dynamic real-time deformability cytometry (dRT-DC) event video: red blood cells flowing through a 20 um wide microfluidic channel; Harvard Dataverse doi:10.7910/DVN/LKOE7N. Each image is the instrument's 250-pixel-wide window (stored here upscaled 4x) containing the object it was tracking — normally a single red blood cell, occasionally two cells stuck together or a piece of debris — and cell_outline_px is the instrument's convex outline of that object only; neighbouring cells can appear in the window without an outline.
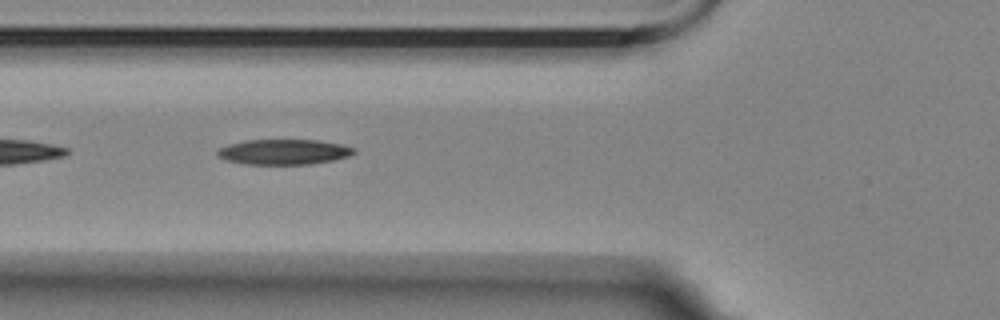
{"species": "Egyptian fruit bat (a non-hibernating species)", "species_latin": "Rousettus aegyptiacus", "temperature_condition": "room temperature", "stored_images_in_passage": 14, "camera_frame_rate_fps": 3000, "um_per_image_px": 0.085, "animal": {"sex": "female"}, "frame": {"image": 1, "passage_image": 5, "time_ms": 1.333, "image_size_px": [1000, 320], "cell_outline_px": [[356, 152], [348, 156], [332, 160], [312, 164], [244, 164], [224, 160], [216, 156], [216, 152], [220, 148], [228, 144], [244, 140], [320, 140], [340, 144], [356, 148]], "centroid_in_image_um": [24.09, 12.91], "position_along_channel_um": 101.7, "area_um2": 20.23}}
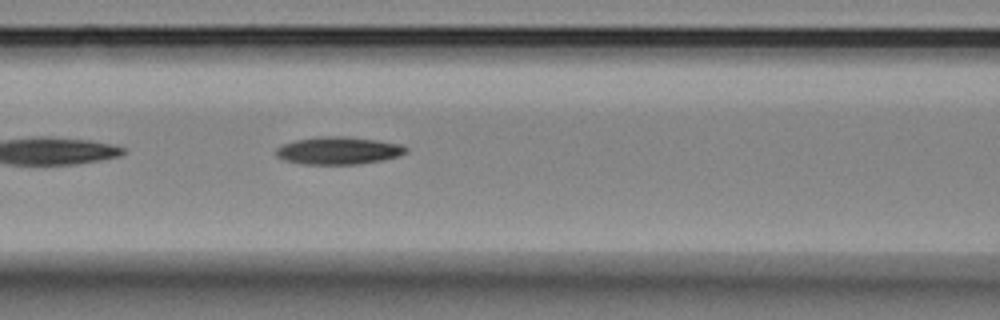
{"frame": {"image": 2, "passage_image": 8, "time_ms": 2.333, "image_size_px": [1000, 320], "cell_outline_px": [[408, 152], [396, 156], [380, 160], [356, 164], [300, 164], [284, 160], [276, 156], [276, 148], [284, 144], [296, 140], [320, 136], [344, 136], [376, 140], [400, 144], [408, 148]], "centroid_in_image_um": [28.74, 12.8], "position_along_channel_um": 137.9, "area_um2": 20.69}}
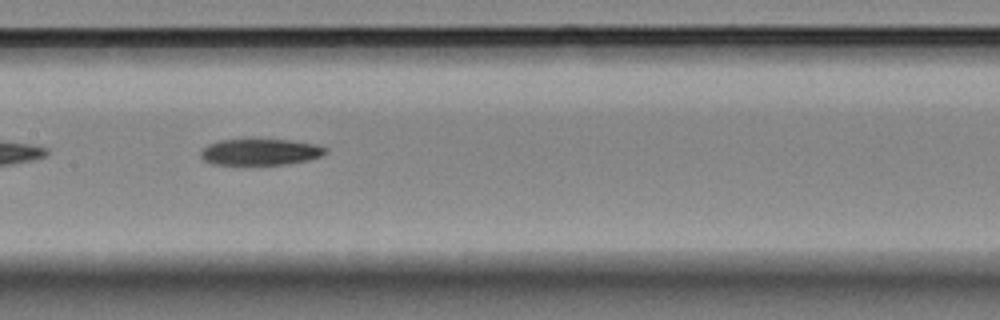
{"frame": {"image": 3, "passage_image": 12, "time_ms": 3.667, "image_size_px": [1000, 320], "cell_outline_px": [[328, 152], [320, 156], [308, 160], [284, 164], [244, 168], [212, 164], [204, 160], [200, 156], [200, 152], [208, 144], [220, 140], [244, 136], [256, 136], [292, 140], [316, 144], [328, 148]], "centroid_in_image_um": [22.06, 12.9], "position_along_channel_um": 185.3, "area_um2": 21.21}}